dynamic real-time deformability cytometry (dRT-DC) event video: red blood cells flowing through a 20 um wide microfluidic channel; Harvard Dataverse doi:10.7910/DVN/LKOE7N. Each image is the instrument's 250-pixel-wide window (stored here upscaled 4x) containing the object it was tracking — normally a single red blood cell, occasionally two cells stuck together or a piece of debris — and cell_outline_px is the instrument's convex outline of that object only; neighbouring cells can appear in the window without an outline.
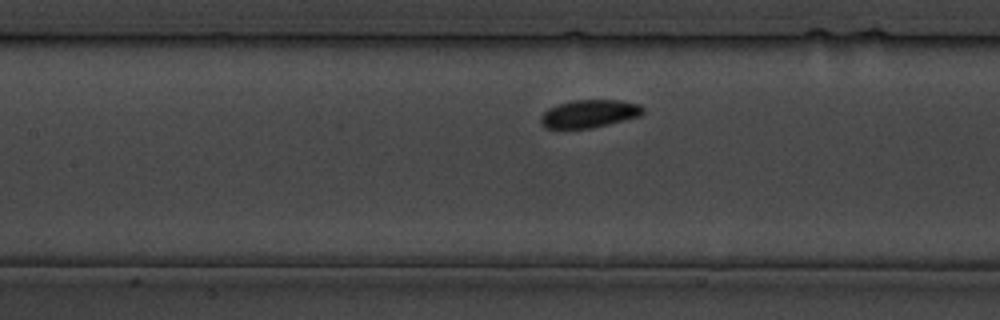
{"species": "common noctule bat (a hibernating species)", "species_latin": "Nyctalus noctula", "temperature_condition": "cold", "stored_images_in_passage": 19, "camera_frame_rate_fps": 3000, "um_per_image_px": 0.085, "animal": {"sex": "male", "body_mass_g": 19.5, "forearm_length_mm": 54.6}, "frame": {"image": 1, "passage_image": 9, "time_ms": 9.0, "image_size_px": [1000, 320], "cell_outline_px": [[644, 112], [640, 116], [592, 128], [544, 128], [540, 120], [540, 116], [548, 108], [572, 100], [620, 100], [640, 104], [644, 108]], "centroid_in_image_um": [50.1, 9.66], "position_along_channel_um": 157.3, "area_um2": 16.59}}